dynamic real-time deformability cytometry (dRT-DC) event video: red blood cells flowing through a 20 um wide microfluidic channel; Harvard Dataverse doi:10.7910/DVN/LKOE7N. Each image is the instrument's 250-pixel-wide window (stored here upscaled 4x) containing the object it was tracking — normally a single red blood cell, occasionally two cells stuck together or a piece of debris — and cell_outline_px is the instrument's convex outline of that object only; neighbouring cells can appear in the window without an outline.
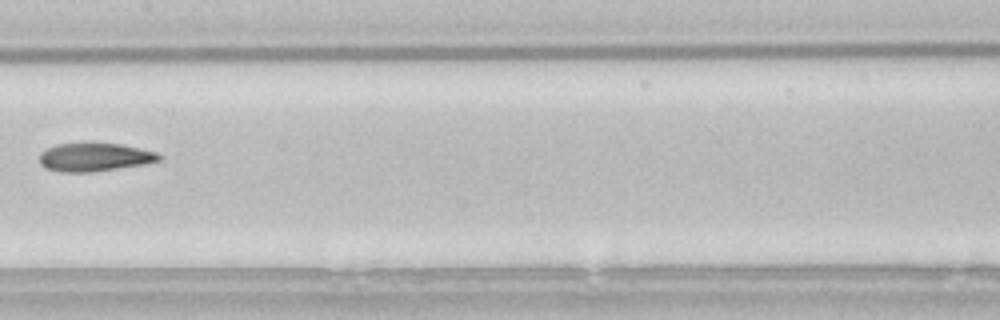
{"species": "common noctule bat (a hibernating species)", "species_latin": "Nyctalus noctula", "temperature_condition": "room temperature", "stored_images_in_passage": 4, "camera_frame_rate_fps": 3000, "um_per_image_px": 0.085, "animal": {"sex": "male", "body_mass_g": 21.5, "forearm_length_mm": 52.0}, "frame": {"image": 1, "passage_image": 4, "time_ms": 1.0, "image_size_px": [1000, 320], "cell_outline_px": [[164, 156], [160, 160], [144, 164], [92, 172], [60, 172], [44, 168], [40, 164], [40, 152], [56, 144], [120, 144], [156, 152]], "centroid_in_image_um": [8.02, 13.37], "position_along_channel_um": 199.4, "area_um2": 19.54}}